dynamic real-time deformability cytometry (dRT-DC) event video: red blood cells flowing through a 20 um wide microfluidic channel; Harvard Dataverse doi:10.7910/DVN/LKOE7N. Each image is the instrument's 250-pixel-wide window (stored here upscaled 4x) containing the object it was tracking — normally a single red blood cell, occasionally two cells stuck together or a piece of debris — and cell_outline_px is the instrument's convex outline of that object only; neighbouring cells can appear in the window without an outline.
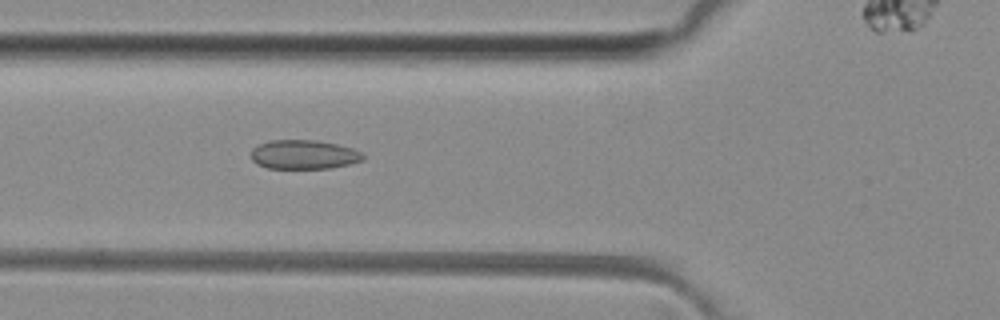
{"species": "common noctule bat (a hibernating species)", "species_latin": "Nyctalus noctula", "temperature_condition": "room temperature", "stored_images_in_passage": 41, "camera_frame_rate_fps": 3000, "um_per_image_px": 0.085, "animal": {"sex": "female", "body_mass_g": 29.2, "forearm_length_mm": 56.3}, "frame": {"image": 1, "passage_image": 9, "time_ms": 2.667, "image_size_px": [1000, 320], "cell_outline_px": [[364, 160], [332, 168], [268, 168], [256, 164], [252, 160], [252, 148], [268, 140], [316, 140], [336, 144], [352, 148], [360, 152], [364, 156]], "centroid_in_image_um": [25.81, 13.13], "position_along_channel_um": 100.0, "area_um2": 18.96}}
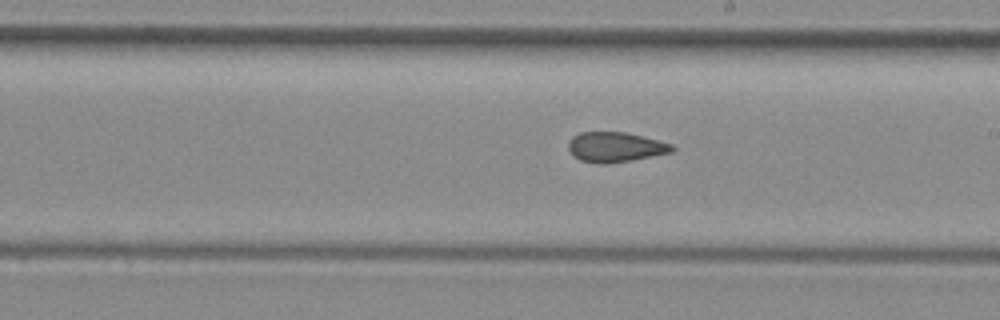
{"frame": {"image": 2, "passage_image": 19, "time_ms": 6.0, "image_size_px": [1000, 320], "cell_outline_px": [[676, 148], [672, 152], [632, 160], [608, 164], [596, 164], [580, 160], [572, 156], [568, 148], [568, 144], [572, 136], [580, 132], [624, 132], [672, 144]], "centroid_in_image_um": [52.26, 12.51], "position_along_channel_um": 236.7, "area_um2": 18.15}}
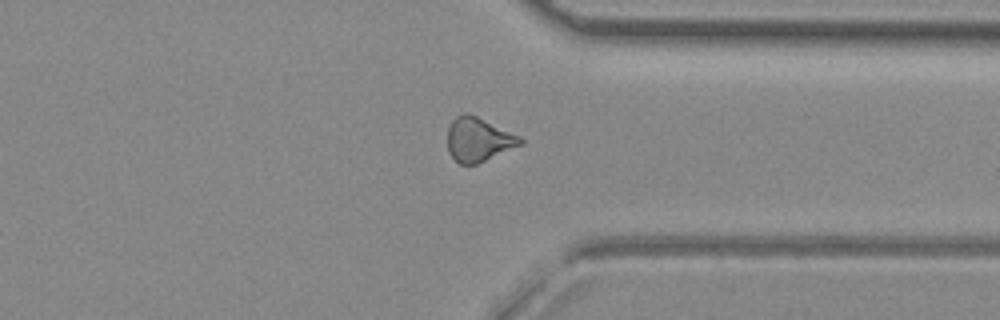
{"frame": {"image": 3, "passage_image": 29, "time_ms": 9.333, "image_size_px": [1000, 320], "cell_outline_px": [[524, 144], [476, 164], [460, 164], [448, 152], [448, 128], [452, 120], [456, 116], [464, 112], [468, 112], [520, 136], [524, 140]], "centroid_in_image_um": [40.67, 11.85], "position_along_channel_um": 370.7, "area_um2": 18.67}, "authors_computed_cell_mechanics": {"area_um2": 18.6694, "velocity_mm_per_s": 4.0944, "shape_relaxation_time_tau1_ms": null, "shape_relaxation_time_tau2_ms": 2.8749, "deformation_change_tau1": null, "deformation_change_tau2": 0.1104}}